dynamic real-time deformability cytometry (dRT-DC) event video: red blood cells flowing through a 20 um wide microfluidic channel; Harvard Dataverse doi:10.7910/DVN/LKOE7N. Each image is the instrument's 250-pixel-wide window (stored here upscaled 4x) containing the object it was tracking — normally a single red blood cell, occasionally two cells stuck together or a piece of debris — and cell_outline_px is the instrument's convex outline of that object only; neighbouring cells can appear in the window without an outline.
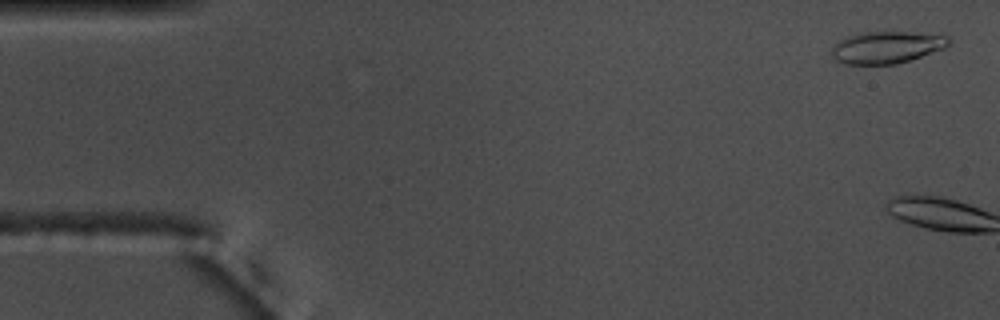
{"species": "common noctule bat (a hibernating species)", "species_latin": "Nyctalus noctula", "temperature_condition": "warm", "stored_images_in_passage": 5, "camera_frame_rate_fps": 3000, "um_per_image_px": 0.085, "animal": {"sex": "male", "body_mass_g": 17.5, "forearm_length_mm": 52.3}, "frame": {"image": 1, "passage_image": 2, "time_ms": 0.333, "image_size_px": [1000, 320], "cell_outline_px": [[952, 40], [944, 48], [896, 64], [844, 64], [836, 60], [832, 56], [832, 48], [840, 40], [848, 36], [860, 32], [908, 32], [948, 36]], "centroid_in_image_um": [75.34, 4.02], "position_along_channel_um": 9.7, "area_um2": 21.56}}